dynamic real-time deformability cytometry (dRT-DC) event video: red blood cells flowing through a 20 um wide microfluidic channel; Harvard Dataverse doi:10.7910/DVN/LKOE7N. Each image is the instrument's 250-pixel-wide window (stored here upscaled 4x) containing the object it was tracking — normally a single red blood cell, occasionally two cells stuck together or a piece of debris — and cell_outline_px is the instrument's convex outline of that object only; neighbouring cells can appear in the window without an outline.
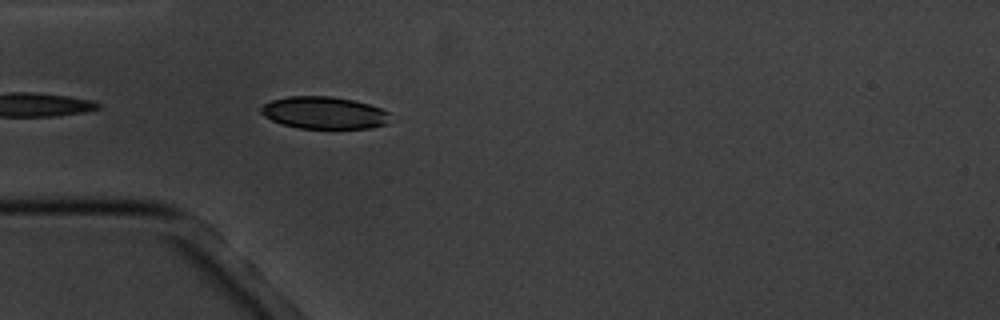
{"species": "common noctule bat (a hibernating species)", "species_latin": "Nyctalus noctula", "temperature_condition": "cold", "stored_images_in_passage": 5, "camera_frame_rate_fps": 3000, "um_per_image_px": 0.085, "animal": {"sex": "male", "body_mass_g": 20.1, "forearm_length_mm": 53.5}, "frame": {"image": 1, "passage_image": 5, "time_ms": 4.667, "image_size_px": [1000, 320], "cell_outline_px": [[388, 124], [368, 128], [300, 128], [284, 124], [272, 120], [264, 116], [260, 112], [260, 108], [264, 104], [272, 100], [288, 96], [332, 96], [352, 100], [368, 104], [380, 108], [388, 112]], "centroid_in_image_um": [27.53, 9.58], "position_along_channel_um": 57.5, "area_um2": 24.04}}